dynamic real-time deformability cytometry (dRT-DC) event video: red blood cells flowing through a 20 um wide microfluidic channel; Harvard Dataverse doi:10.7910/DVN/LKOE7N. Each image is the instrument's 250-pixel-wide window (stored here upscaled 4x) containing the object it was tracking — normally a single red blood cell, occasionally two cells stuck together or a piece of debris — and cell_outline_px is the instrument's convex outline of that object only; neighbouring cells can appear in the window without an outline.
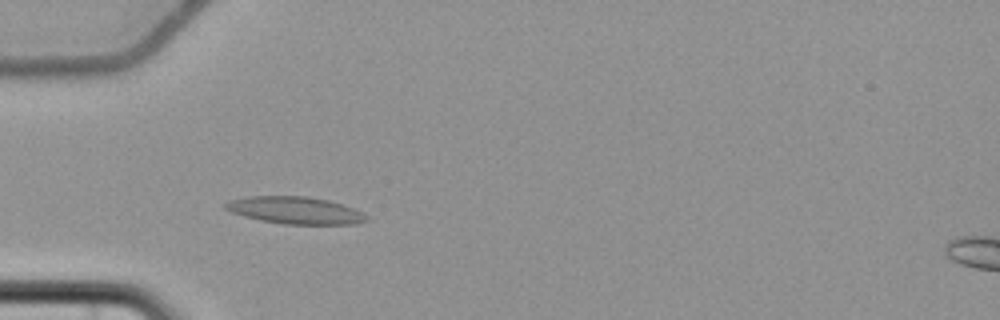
{"species": "common noctule bat (a hibernating species)", "species_latin": "Nyctalus noctula", "temperature_condition": "cold", "stored_images_in_passage": 5, "camera_frame_rate_fps": 3000, "um_per_image_px": 0.085, "animal": {"sex": "female", "body_mass_g": 22.7, "forearm_length_mm": 54.2}, "frame": {"image": 1, "passage_image": 3, "time_ms": 2.333, "image_size_px": [1000, 320], "cell_outline_px": [[368, 220], [356, 224], [284, 224], [260, 220], [244, 216], [232, 212], [224, 208], [224, 204], [228, 200], [248, 196], [308, 196], [328, 200], [352, 208], [368, 216]], "centroid_in_image_um": [25.06, 17.87], "position_along_channel_um": 59.9, "area_um2": 22.25}}
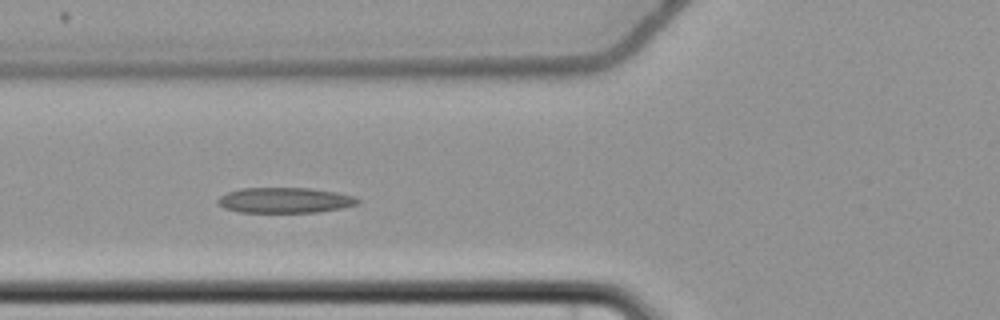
{"frame": {"image": 2, "passage_image": 4, "time_ms": 3.667, "image_size_px": [1000, 320], "cell_outline_px": [[364, 200], [360, 204], [340, 208], [316, 212], [240, 212], [224, 208], [216, 200], [220, 196], [228, 192], [240, 188], [312, 188], [336, 192], [352, 196]], "centroid_in_image_um": [24.25, 17.01], "position_along_channel_um": 101.6, "area_um2": 20.75}}
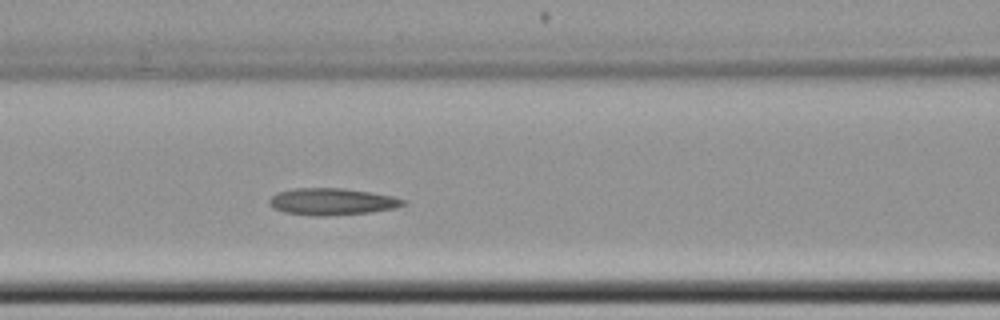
{"frame": {"image": 3, "passage_image": 5, "time_ms": 4.667, "image_size_px": [1000, 320], "cell_outline_px": [[408, 200], [404, 204], [396, 208], [368, 212], [324, 216], [316, 216], [284, 212], [272, 208], [268, 204], [268, 200], [276, 192], [292, 188], [344, 188], [392, 196]], "centroid_in_image_um": [28.17, 17.13], "position_along_channel_um": 138.4, "area_um2": 20.98}}